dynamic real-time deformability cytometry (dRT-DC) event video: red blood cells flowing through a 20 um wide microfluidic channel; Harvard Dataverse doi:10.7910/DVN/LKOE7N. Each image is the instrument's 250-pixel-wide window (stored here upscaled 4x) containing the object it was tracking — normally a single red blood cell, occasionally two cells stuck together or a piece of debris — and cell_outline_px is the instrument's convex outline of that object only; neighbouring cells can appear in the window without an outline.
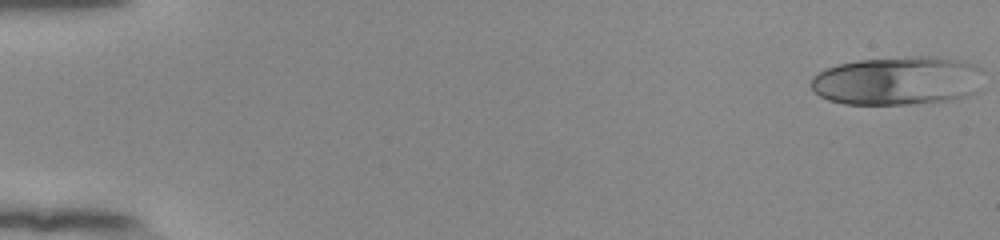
{"species": "human", "species_latin": "Homo sapiens", "temperature_condition": "room temperature", "stored_images_in_passage": 53, "camera_frame_rate_fps": 3000, "um_per_image_px": 0.085, "donor": {"sex": "female"}, "frame": {"image": 1, "passage_image": 1, "time_ms": 0.0, "image_size_px": [1000, 240], "cell_outline_px": [[980, 68], [976, 92], [968, 96], [948, 100], [908, 104], [844, 104], [828, 100], [820, 96], [808, 84], [812, 76], [836, 64], [860, 60], [916, 56], [936, 56], [972, 64]], "centroid_in_image_um": [76.22, 6.87], "position_along_channel_um": 8.8, "area_um2": 48.55}}
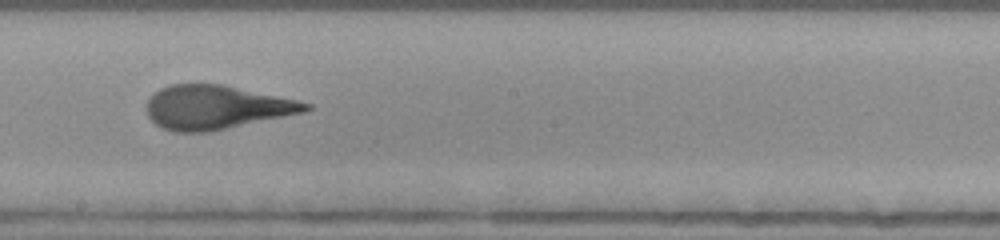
{"frame": {"image": 2, "passage_image": 31, "time_ms": 10.0, "image_size_px": [1000, 240], "cell_outline_px": [[312, 108], [304, 112], [208, 132], [176, 132], [160, 128], [148, 116], [148, 100], [160, 88], [168, 84], [220, 84], [296, 100], [312, 104]], "centroid_in_image_um": [18.35, 9.12], "position_along_channel_um": 229.9, "area_um2": 40.11}}
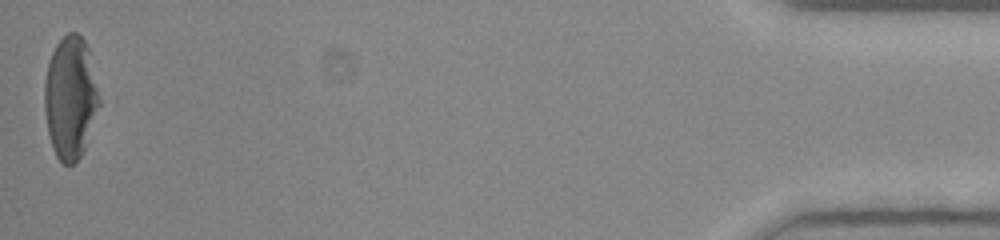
{"frame": {"image": 3, "passage_image": 53, "time_ms": 17.333, "image_size_px": [1000, 240], "cell_outline_px": [[100, 104], [84, 148], [80, 156], [72, 164], [64, 164], [56, 156], [52, 148], [48, 132], [44, 108], [44, 80], [48, 64], [52, 52], [56, 44], [68, 32], [76, 32], [84, 40], [88, 48], [100, 100]], "centroid_in_image_um": [5.96, 8.29], "position_along_channel_um": 429.2, "area_um2": 38.78}, "authors_computed_cell_mechanics": {"area_um2": 41.2114, "velocity_mm_per_s": 3.8939, "shape_relaxation_time_tau1_ms": 4.2821, "shape_relaxation_time_tau2_ms": 0.7598, "deformation_change_tau1": 0.2023, "deformation_change_tau2": 0.0759}}